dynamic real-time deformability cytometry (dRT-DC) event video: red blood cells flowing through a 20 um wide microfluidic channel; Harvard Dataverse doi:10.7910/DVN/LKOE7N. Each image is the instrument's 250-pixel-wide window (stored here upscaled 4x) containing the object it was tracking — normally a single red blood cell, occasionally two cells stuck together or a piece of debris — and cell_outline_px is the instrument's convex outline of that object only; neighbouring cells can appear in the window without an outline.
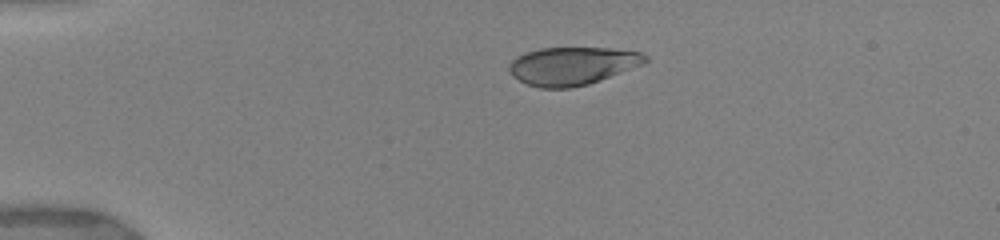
{"species": "human", "species_latin": "Homo sapiens", "temperature_condition": "warm", "stored_images_in_passage": 12, "camera_frame_rate_fps": 3000, "um_per_image_px": 0.085, "donor": {"sex": "female"}, "frame": {"image": 1, "passage_image": 1, "time_ms": 0.0, "image_size_px": [1000, 240], "cell_outline_px": [[648, 60], [644, 64], [600, 80], [588, 84], [568, 88], [540, 88], [528, 84], [512, 76], [508, 68], [508, 64], [516, 56], [540, 48], [608, 48], [640, 52], [648, 56]], "centroid_in_image_um": [48.64, 5.6], "position_along_channel_um": 36.4, "area_um2": 30.06}}
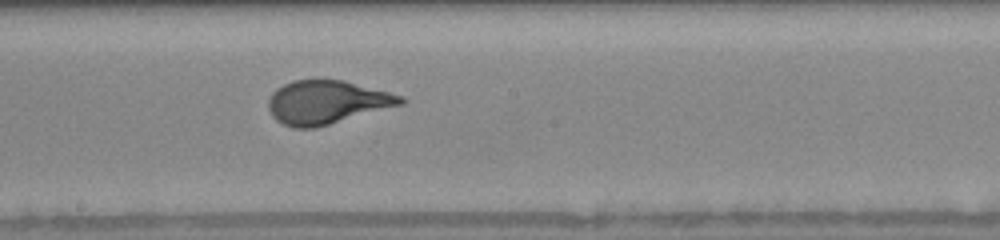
{"frame": {"image": 2, "passage_image": 12, "time_ms": 6.0, "image_size_px": [1000, 240], "cell_outline_px": [[404, 104], [316, 128], [292, 128], [276, 120], [272, 116], [268, 108], [268, 100], [272, 92], [276, 88], [292, 80], [344, 80], [404, 96]], "centroid_in_image_um": [27.77, 8.7], "position_along_channel_um": 220.4, "area_um2": 33.64}}